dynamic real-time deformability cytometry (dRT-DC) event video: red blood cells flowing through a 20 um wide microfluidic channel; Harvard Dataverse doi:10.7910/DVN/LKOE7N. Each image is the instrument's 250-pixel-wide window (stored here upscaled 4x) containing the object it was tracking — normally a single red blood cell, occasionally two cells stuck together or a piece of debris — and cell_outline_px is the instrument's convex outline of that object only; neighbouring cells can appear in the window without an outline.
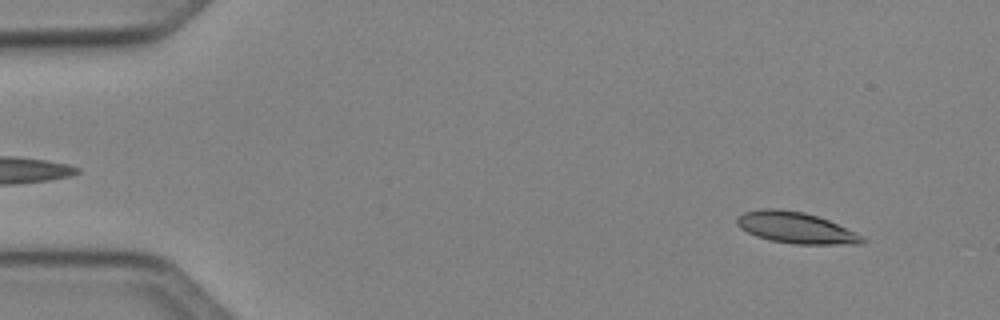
{"species": "Egyptian fruit bat (a non-hibernating species)", "species_latin": "Rousettus aegyptiacus", "temperature_condition": "cold", "stored_images_in_passage": 49, "camera_frame_rate_fps": 3000, "um_per_image_px": 0.085, "animal": {"sex": "female"}, "frame": {"image": 1, "passage_image": 4, "time_ms": 1.0, "image_size_px": [1000, 320], "cell_outline_px": [[868, 240], [864, 244], [792, 244], [768, 240], [756, 236], [740, 228], [736, 224], [736, 216], [744, 212], [760, 208], [776, 208], [804, 212], [828, 220], [856, 232], [864, 236]], "centroid_in_image_um": [67.64, 19.36], "position_along_channel_um": 17.4, "area_um2": 23.12}}
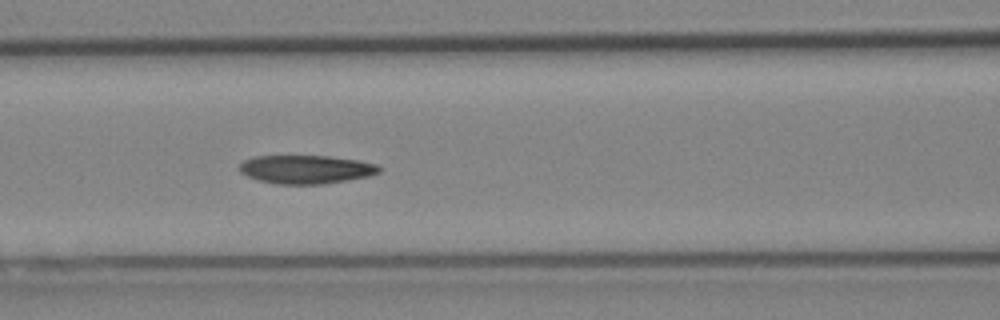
{"frame": {"image": 2, "passage_image": 21, "time_ms": 6.667, "image_size_px": [1000, 320], "cell_outline_px": [[384, 168], [380, 172], [368, 176], [324, 184], [276, 184], [260, 180], [248, 176], [240, 172], [240, 164], [244, 160], [252, 156], [328, 156], [360, 160], [376, 164]], "centroid_in_image_um": [26.04, 14.39], "position_along_channel_um": 140.6, "area_um2": 23.24}}
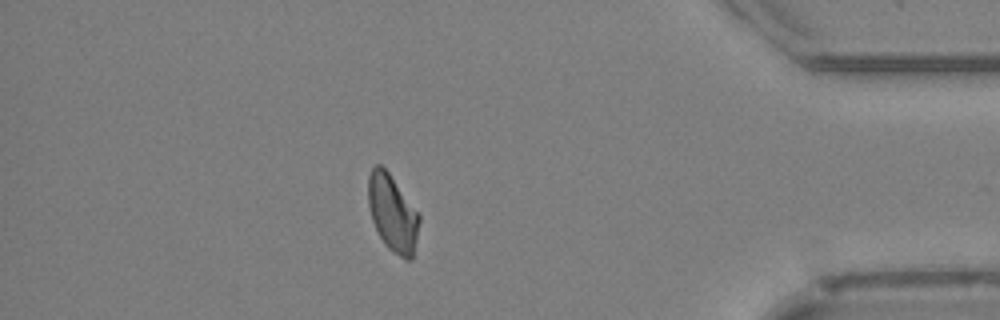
{"frame": {"image": 3, "passage_image": 43, "time_ms": 14.0, "image_size_px": [1000, 320], "cell_outline_px": [[420, 220], [412, 260], [404, 260], [388, 248], [384, 244], [372, 220], [368, 204], [368, 176], [372, 168], [376, 164], [380, 164], [388, 172], [420, 216]], "centroid_in_image_um": [33.35, 18.14], "position_along_channel_um": 401.8, "area_um2": 22.54}, "authors_computed_cell_mechanics": {"area_um2": 23.1778, "velocity_mm_per_s": 4.0702, "shape_relaxation_time_tau1_ms": 4.4774, "shape_relaxation_time_tau2_ms": null, "deformation_change_tau1": 0.1297, "deformation_change_tau2": null}}